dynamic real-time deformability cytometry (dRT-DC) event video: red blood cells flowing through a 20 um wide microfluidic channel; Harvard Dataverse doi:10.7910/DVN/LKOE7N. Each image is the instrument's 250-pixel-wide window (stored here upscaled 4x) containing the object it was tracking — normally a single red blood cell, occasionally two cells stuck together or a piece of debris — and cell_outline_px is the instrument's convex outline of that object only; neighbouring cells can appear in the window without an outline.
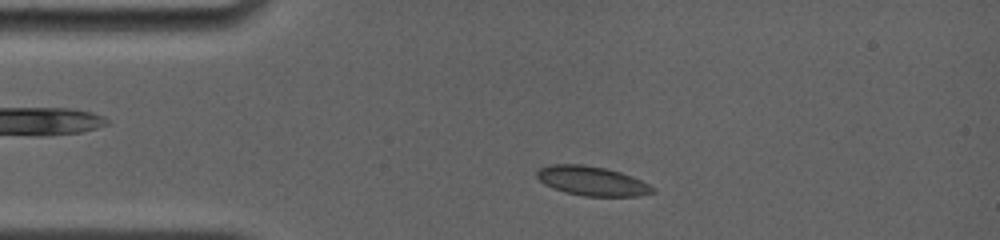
{"species": "common noctule bat (a hibernating species)", "species_latin": "Nyctalus noctula", "temperature_condition": "room temperature", "stored_images_in_passage": 49, "camera_frame_rate_fps": 4000, "um_per_image_px": 0.085, "animal": {"sex": "female", "body_mass_g": 19.0, "forearm_length_mm": 56.7}, "frame": {"image": 1, "passage_image": 6, "time_ms": 1.5, "image_size_px": [1000, 240], "cell_outline_px": [[656, 192], [636, 196], [584, 196], [568, 192], [544, 184], [536, 176], [536, 172], [540, 168], [548, 164], [584, 164], [604, 168], [620, 172], [632, 176], [656, 188]], "centroid_in_image_um": [50.33, 15.37], "position_along_channel_um": 34.7, "area_um2": 19.65}}
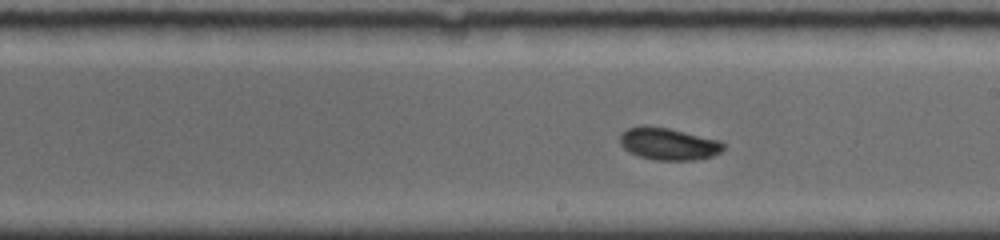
{"frame": {"image": 2, "passage_image": 27, "time_ms": 7.5, "image_size_px": [1000, 240], "cell_outline_px": [[724, 148], [720, 152], [712, 156], [696, 160], [656, 160], [640, 156], [628, 152], [620, 144], [620, 136], [628, 128], [668, 128], [720, 140], [724, 144]], "centroid_in_image_um": [56.87, 12.27], "position_along_channel_um": 232.1, "area_um2": 18.84}}
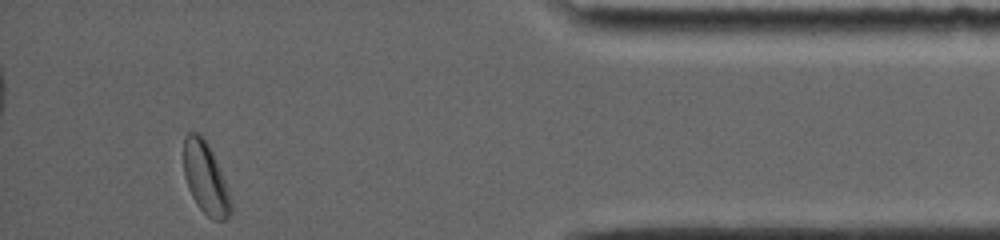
{"frame": {"image": 3, "passage_image": 49, "time_ms": 13.25, "image_size_px": [1000, 240], "cell_outline_px": [[232, 212], [228, 220], [212, 220], [196, 204], [188, 188], [184, 176], [184, 136], [188, 132], [200, 132], [208, 144], [212, 152], [228, 188], [232, 204]], "centroid_in_image_um": [17.48, 15.16], "position_along_channel_um": 417.7, "area_um2": 19.88}, "authors_computed_cell_mechanics": {"area_um2": 19.4786, "velocity_mm_per_s": 3.7943, "shape_relaxation_time_tau1_ms": 3.4271, "shape_relaxation_time_tau2_ms": null, "deformation_change_tau1": 0.0941, "deformation_change_tau2": null}}